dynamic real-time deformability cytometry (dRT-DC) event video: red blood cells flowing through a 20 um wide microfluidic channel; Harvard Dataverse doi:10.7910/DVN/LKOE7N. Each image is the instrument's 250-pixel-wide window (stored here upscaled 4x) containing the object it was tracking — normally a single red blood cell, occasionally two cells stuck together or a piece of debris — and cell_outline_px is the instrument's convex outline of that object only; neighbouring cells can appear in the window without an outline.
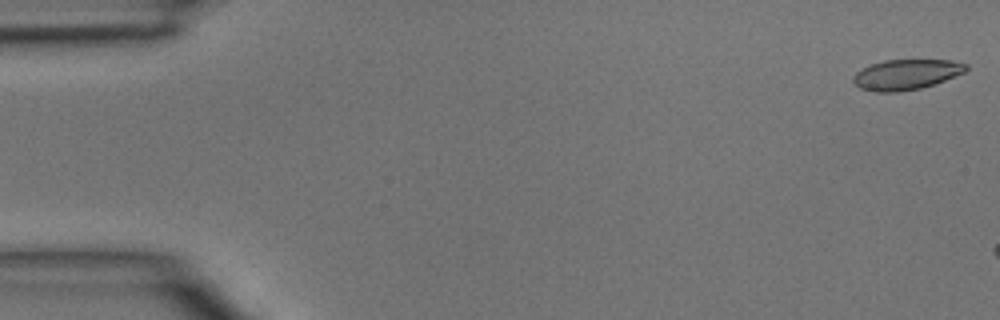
{"species": "common noctule bat (a hibernating species)", "species_latin": "Nyctalus noctula", "temperature_condition": "room temperature", "stored_images_in_passage": 6, "camera_frame_rate_fps": 3000, "um_per_image_px": 0.085, "animal": {"sex": "male", "body_mass_g": 15.6}, "frame": {"image": 1, "passage_image": 1, "time_ms": 0.0, "image_size_px": [1000, 320], "cell_outline_px": [[968, 68], [964, 72], [944, 80], [920, 88], [896, 92], [876, 92], [860, 88], [852, 80], [852, 76], [856, 72], [872, 64], [884, 60], [952, 60], [968, 64]], "centroid_in_image_um": [77.02, 6.33], "position_along_channel_um": 8.0, "area_um2": 19.71}}